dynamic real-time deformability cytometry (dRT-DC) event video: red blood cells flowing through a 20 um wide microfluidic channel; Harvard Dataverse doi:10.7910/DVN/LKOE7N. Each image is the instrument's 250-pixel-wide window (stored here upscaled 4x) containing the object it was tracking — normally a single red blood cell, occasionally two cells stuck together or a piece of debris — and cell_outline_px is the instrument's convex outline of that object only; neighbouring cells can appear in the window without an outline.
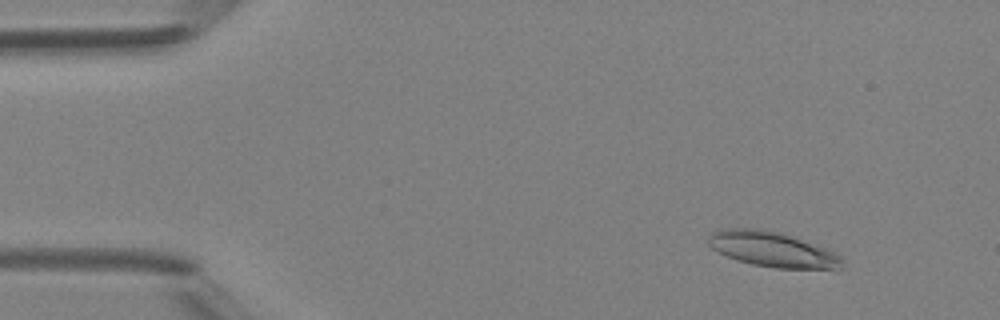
{"species": "Egyptian fruit bat (a non-hibernating species)", "species_latin": "Rousettus aegyptiacus", "temperature_condition": "room temperature", "stored_images_in_passage": 49, "camera_frame_rate_fps": 3000, "um_per_image_px": 0.085, "animal": {"sex": "female"}, "frame": {"image": 1, "passage_image": 6, "time_ms": 1.667, "image_size_px": [1000, 320], "cell_outline_px": [[844, 260], [840, 268], [776, 268], [752, 264], [736, 260], [712, 248], [708, 244], [708, 236], [712, 232], [720, 228], [756, 228], [780, 232], [792, 236], [824, 248], [840, 256]], "centroid_in_image_um": [65.59, 21.18], "position_along_channel_um": 19.4, "area_um2": 27.05}}
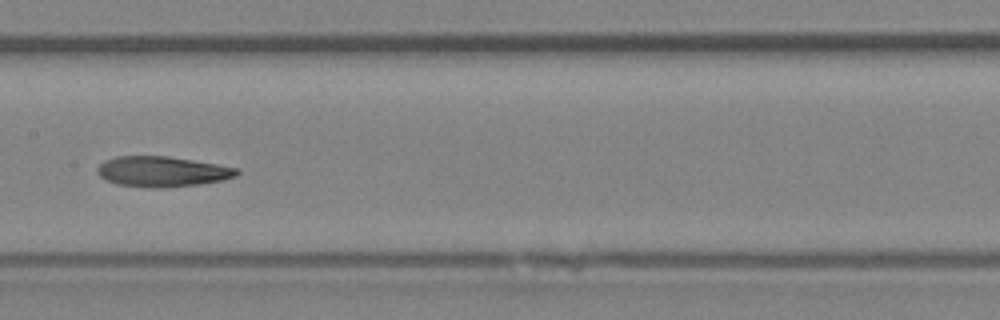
{"frame": {"image": 2, "passage_image": 25, "time_ms": 8.0, "image_size_px": [1000, 320], "cell_outline_px": [[240, 172], [236, 176], [224, 180], [200, 184], [164, 188], [148, 188], [116, 184], [104, 180], [96, 172], [96, 168], [104, 160], [116, 156], [168, 156], [240, 168]], "centroid_in_image_um": [13.77, 14.59], "position_along_channel_um": 193.6, "area_um2": 25.03}}
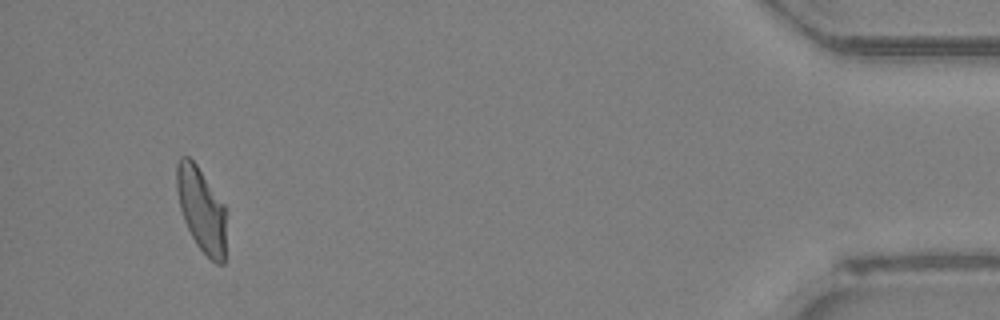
{"frame": {"image": 3, "passage_image": 46, "time_ms": 15.0, "image_size_px": [1000, 320], "cell_outline_px": [[224, 264], [216, 264], [196, 244], [184, 220], [180, 208], [176, 192], [176, 164], [180, 156], [188, 156], [196, 164], [224, 204]], "centroid_in_image_um": [17.08, 17.77], "position_along_channel_um": 418.1, "area_um2": 23.93}, "authors_computed_cell_mechanics": {"area_um2": 25.3164, "velocity_mm_per_s": 4.2812, "shape_relaxation_time_tau1_ms": null, "shape_relaxation_time_tau2_ms": 3.1271, "deformation_change_tau1": null, "deformation_change_tau2": 0.0992}}